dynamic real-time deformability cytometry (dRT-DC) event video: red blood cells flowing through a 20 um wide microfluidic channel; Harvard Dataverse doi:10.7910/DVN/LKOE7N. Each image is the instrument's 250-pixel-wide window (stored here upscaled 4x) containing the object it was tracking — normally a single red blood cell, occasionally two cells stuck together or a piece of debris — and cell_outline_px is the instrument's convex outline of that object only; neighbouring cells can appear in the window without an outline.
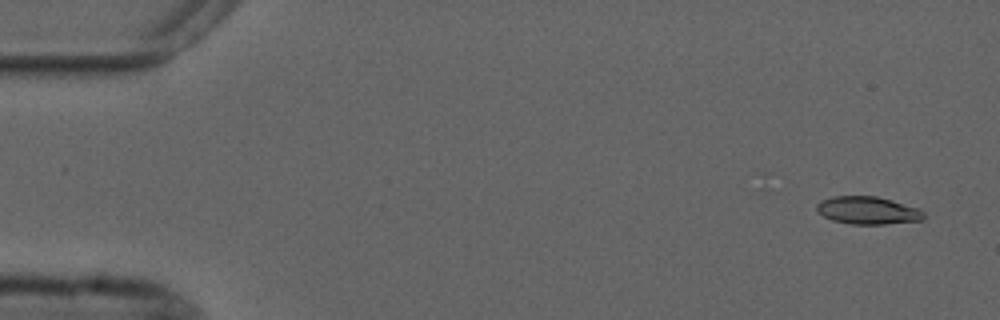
{"species": "common noctule bat (a hibernating species)", "species_latin": "Nyctalus noctula", "temperature_condition": "cold", "stored_images_in_passage": 9, "camera_frame_rate_fps": 3000, "um_per_image_px": 0.085, "animal": {"sex": "male", "forearm_length_mm": 52.5}, "frame": {"image": 1, "passage_image": 1, "time_ms": 0.0, "image_size_px": [1000, 320], "cell_outline_px": [[924, 220], [884, 224], [852, 224], [832, 220], [816, 212], [816, 204], [820, 200], [832, 196], [876, 196], [892, 200], [920, 208], [924, 212]], "centroid_in_image_um": [73.75, 17.88], "position_along_channel_um": 11.2, "area_um2": 17.46}}
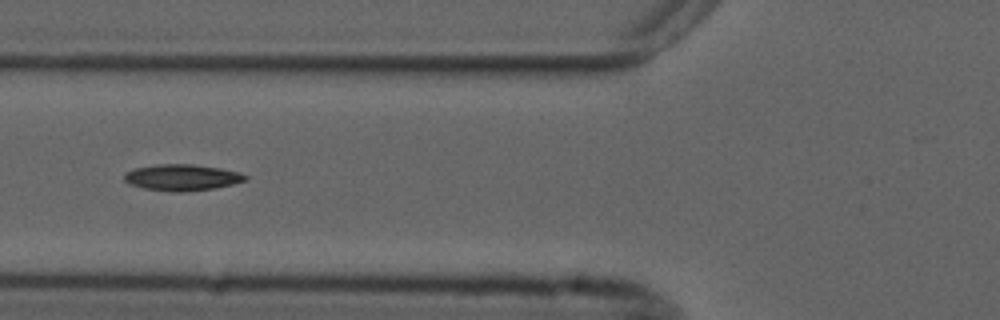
{"frame": {"image": 2, "passage_image": 6, "time_ms": 6.0, "image_size_px": [1000, 320], "cell_outline_px": [[248, 180], [216, 188], [184, 192], [172, 192], [144, 188], [132, 184], [124, 180], [124, 172], [136, 168], [156, 164], [192, 164], [220, 168], [240, 172], [248, 176]], "centroid_in_image_um": [15.5, 15.08], "position_along_channel_um": 110.3, "area_um2": 18.61}}
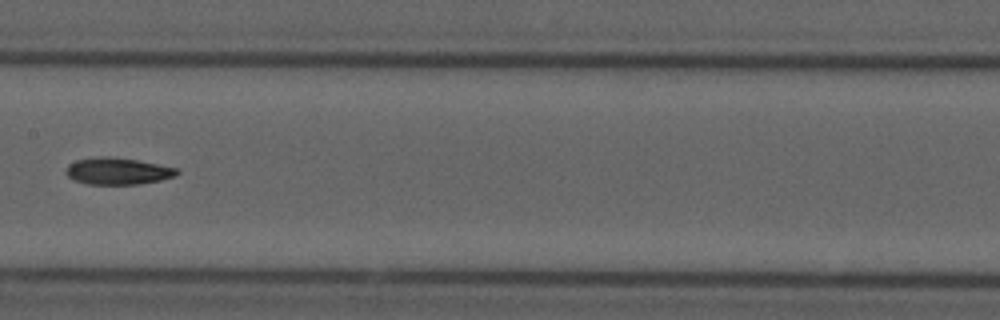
{"frame": {"image": 3, "passage_image": 8, "time_ms": 8.333, "image_size_px": [1000, 320], "cell_outline_px": [[180, 172], [176, 176], [160, 180], [140, 184], [88, 184], [76, 180], [68, 176], [64, 172], [68, 164], [76, 160], [100, 156], [108, 156], [136, 160], [176, 168]], "centroid_in_image_um": [9.99, 14.54], "position_along_channel_um": 197.4, "area_um2": 17.22}}